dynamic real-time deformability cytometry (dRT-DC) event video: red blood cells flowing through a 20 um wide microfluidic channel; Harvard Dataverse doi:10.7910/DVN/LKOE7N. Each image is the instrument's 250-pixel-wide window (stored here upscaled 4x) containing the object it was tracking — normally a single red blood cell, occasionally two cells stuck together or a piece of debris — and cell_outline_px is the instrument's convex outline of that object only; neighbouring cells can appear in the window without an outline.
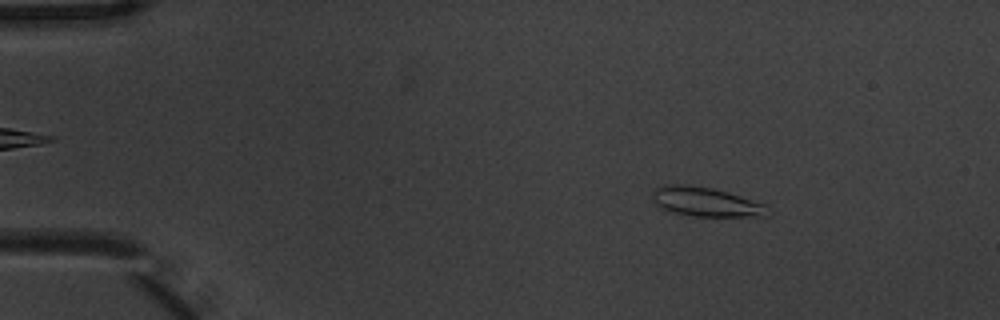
{"species": "common noctule bat (a hibernating species)", "species_latin": "Nyctalus noctula", "temperature_condition": "warm", "stored_images_in_passage": 7, "camera_frame_rate_fps": 3000, "um_per_image_px": 0.085, "animal": {"sex": "male", "body_mass_g": 20.1, "forearm_length_mm": 53.5}, "frame": {"image": 1, "passage_image": 2, "time_ms": 0.333, "image_size_px": [1000, 320], "cell_outline_px": [[772, 212], [768, 216], [696, 216], [676, 212], [664, 208], [656, 204], [652, 200], [652, 192], [656, 188], [664, 184], [688, 184], [712, 188], [728, 192], [764, 204]], "centroid_in_image_um": [60.01, 17.14], "position_along_channel_um": 25.0, "area_um2": 19.54}}
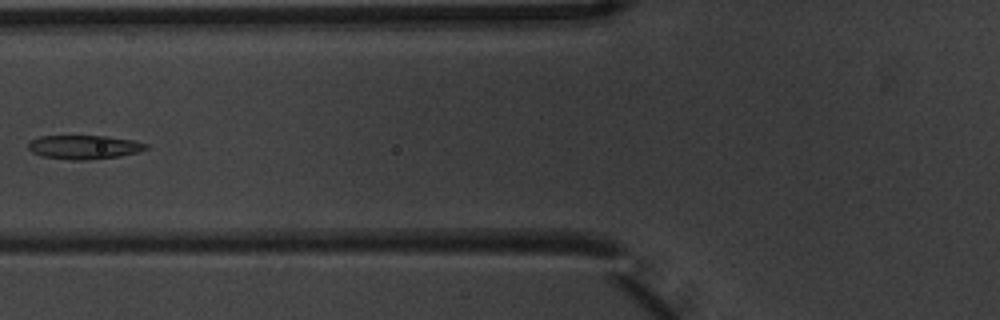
{"frame": {"image": 2, "passage_image": 6, "time_ms": 1.667, "image_size_px": [1000, 320], "cell_outline_px": [[148, 148], [140, 152], [120, 156], [84, 160], [72, 160], [40, 156], [32, 152], [28, 148], [28, 144], [32, 140], [40, 136], [104, 136], [132, 140], [148, 144]], "centroid_in_image_um": [7.16, 12.51], "position_along_channel_um": 118.6, "area_um2": 16.36}}
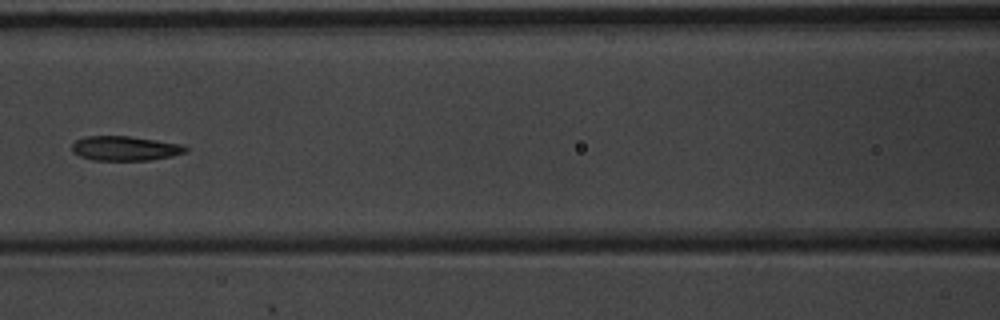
{"frame": {"image": 3, "passage_image": 7, "time_ms": 2.0, "image_size_px": [1000, 320], "cell_outline_px": [[188, 152], [172, 156], [148, 160], [92, 160], [80, 156], [72, 152], [72, 144], [76, 140], [84, 136], [128, 136], [184, 144], [188, 148]], "centroid_in_image_um": [10.64, 12.61], "position_along_channel_um": 156.0, "area_um2": 16.36}}